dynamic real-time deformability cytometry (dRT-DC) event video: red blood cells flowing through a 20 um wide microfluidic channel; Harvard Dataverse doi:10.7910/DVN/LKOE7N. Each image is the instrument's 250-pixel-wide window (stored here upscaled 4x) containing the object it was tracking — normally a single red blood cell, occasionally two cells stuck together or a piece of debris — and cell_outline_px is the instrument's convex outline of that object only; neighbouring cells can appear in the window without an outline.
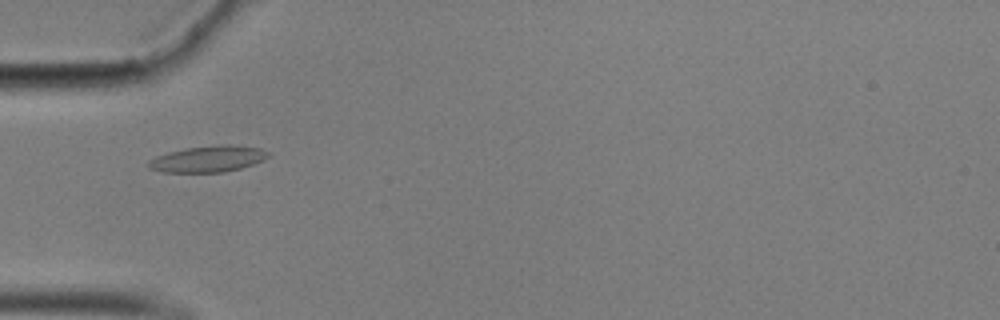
{"species": "common noctule bat (a hibernating species)", "species_latin": "Nyctalus noctula", "temperature_condition": "cold", "stored_images_in_passage": 45, "camera_frame_rate_fps": 3000, "um_per_image_px": 0.085, "animal": {"sex": "male", "body_mass_g": 17.9}, "frame": {"image": 1, "passage_image": 6, "time_ms": 1.667, "image_size_px": [1000, 320], "cell_outline_px": [[268, 156], [264, 160], [240, 168], [224, 172], [164, 172], [148, 168], [148, 160], [156, 156], [168, 152], [184, 148], [220, 144], [228, 144], [260, 148], [268, 152]], "centroid_in_image_um": [17.66, 13.5], "position_along_channel_um": 67.3, "area_um2": 18.32}}
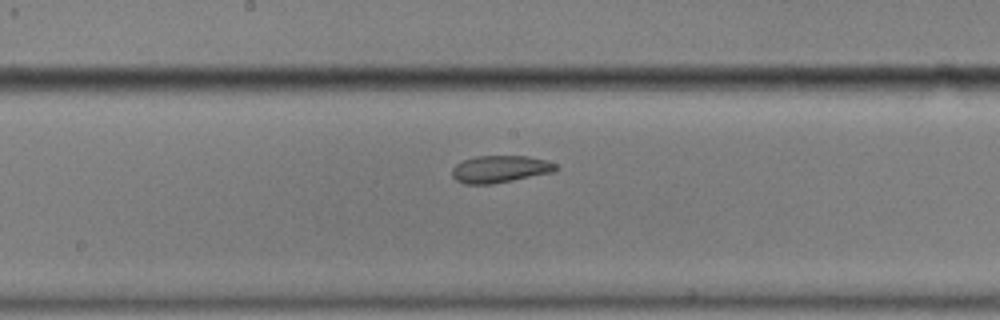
{"frame": {"image": 2, "passage_image": 18, "time_ms": 5.667, "image_size_px": [1000, 320], "cell_outline_px": [[560, 168], [552, 172], [492, 184], [464, 184], [456, 180], [452, 176], [452, 168], [456, 164], [464, 160], [476, 156], [528, 156], [544, 160], [556, 164]], "centroid_in_image_um": [42.48, 14.37], "position_along_channel_um": 205.7, "area_um2": 16.3}}
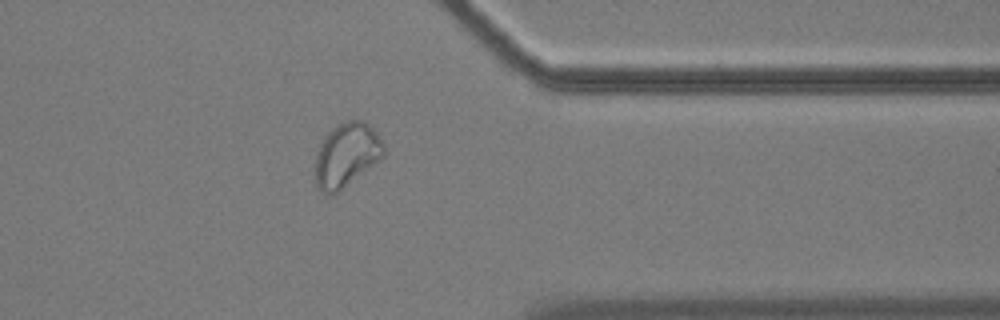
{"frame": {"image": 3, "passage_image": 34, "time_ms": 11.0, "image_size_px": [1000, 320], "cell_outline_px": [[384, 156], [380, 160], [332, 196], [328, 196], [316, 188], [316, 156], [320, 144], [324, 136], [332, 128], [348, 120], [364, 120], [376, 132], [384, 144]], "centroid_in_image_um": [29.45, 13.18], "position_along_channel_um": 381.9, "area_um2": 25.49}, "authors_computed_cell_mechanics": {"area_um2": 18.2648, "velocity_mm_per_s": 3.4613, "shape_relaxation_time_tau1_ms": null, "shape_relaxation_time_tau2_ms": 2.5506, "deformation_change_tau1": null, "deformation_change_tau2": 0.0702}}